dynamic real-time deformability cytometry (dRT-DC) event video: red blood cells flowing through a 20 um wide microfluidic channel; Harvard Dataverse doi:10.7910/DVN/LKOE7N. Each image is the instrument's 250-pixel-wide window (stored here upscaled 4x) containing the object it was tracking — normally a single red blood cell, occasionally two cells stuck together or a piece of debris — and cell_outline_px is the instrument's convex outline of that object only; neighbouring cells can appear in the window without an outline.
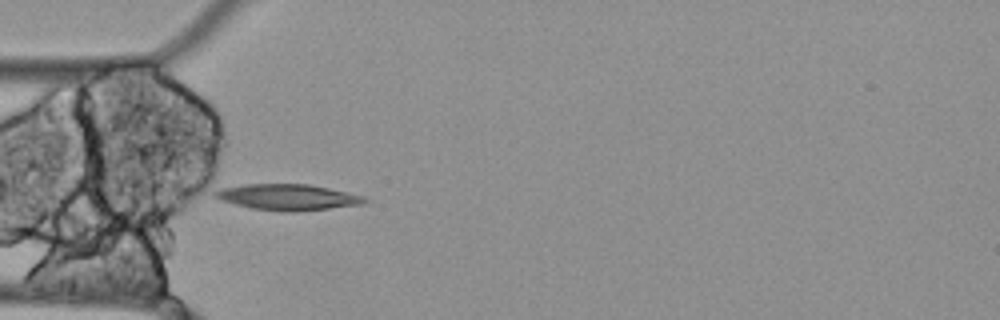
{"species": "Egyptian fruit bat (a non-hibernating species)", "species_latin": "Rousettus aegyptiacus", "temperature_condition": "cold", "stored_images_in_passage": 38, "camera_frame_rate_fps": 3000, "um_per_image_px": 0.085, "animal": {"sex": "female"}, "frame": {"image": 1, "passage_image": 1, "time_ms": 0.0, "image_size_px": [1000, 320], "cell_outline_px": [[372, 200], [364, 204], [296, 212], [284, 212], [252, 208], [236, 204], [224, 200], [216, 196], [212, 192], [220, 188], [244, 184], [308, 184], [328, 188], [364, 196]], "centroid_in_image_um": [24.52, 16.76], "position_along_channel_um": 60.5, "area_um2": 22.6}}
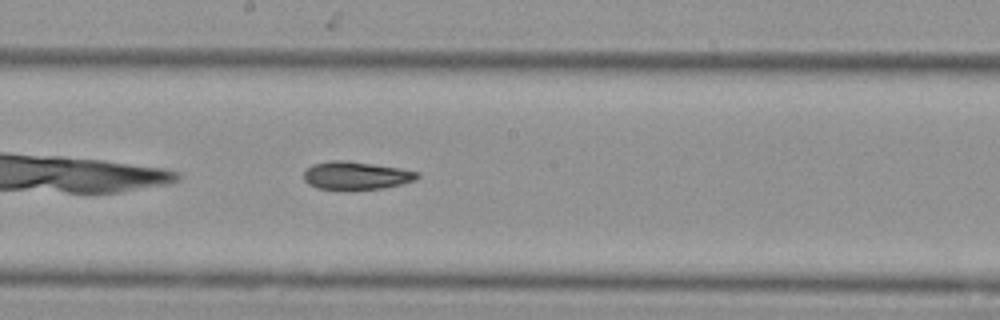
{"frame": {"image": 2, "passage_image": 14, "time_ms": 4.333, "image_size_px": [1000, 320], "cell_outline_px": [[420, 176], [416, 180], [384, 188], [316, 188], [308, 184], [304, 180], [304, 172], [312, 164], [332, 160], [344, 160], [400, 168], [420, 172]], "centroid_in_image_um": [30.28, 14.9], "position_along_channel_um": 217.9, "area_um2": 18.15}}
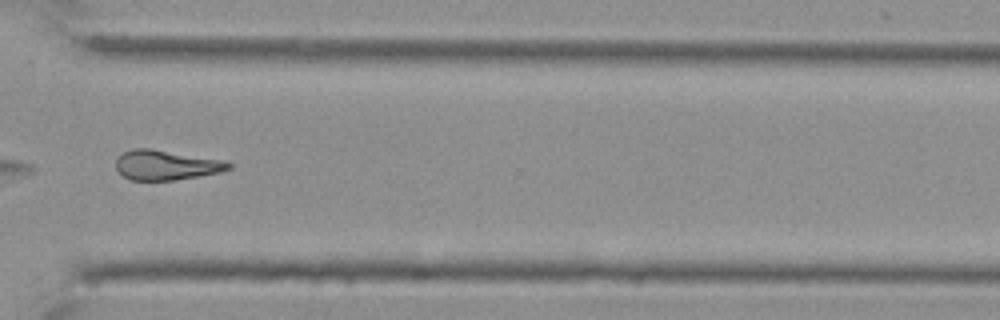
{"frame": {"image": 3, "passage_image": 26, "time_ms": 8.333, "image_size_px": [1000, 320], "cell_outline_px": [[232, 168], [220, 172], [172, 180], [132, 180], [124, 176], [116, 168], [116, 160], [124, 152], [132, 148], [148, 148], [224, 160], [232, 164]], "centroid_in_image_um": [14.13, 14.02], "position_along_channel_um": 356.5, "area_um2": 19.31}}